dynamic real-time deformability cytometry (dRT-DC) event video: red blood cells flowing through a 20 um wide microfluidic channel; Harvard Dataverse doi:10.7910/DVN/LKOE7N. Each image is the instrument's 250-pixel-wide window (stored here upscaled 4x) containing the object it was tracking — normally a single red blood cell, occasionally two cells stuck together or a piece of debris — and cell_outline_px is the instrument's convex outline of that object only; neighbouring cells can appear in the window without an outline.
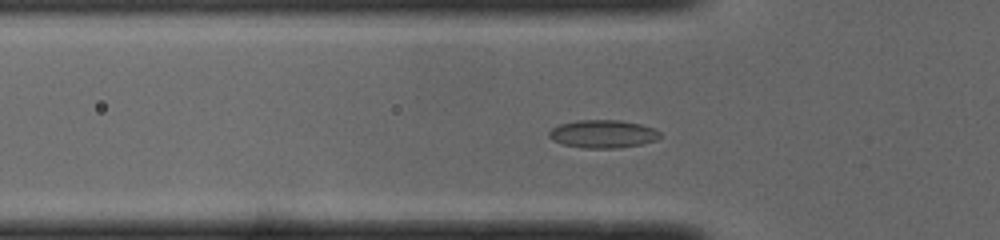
{"species": "common noctule bat (a hibernating species)", "species_latin": "Nyctalus noctula", "temperature_condition": "cold", "stored_images_in_passage": 36, "camera_frame_rate_fps": 3000, "um_per_image_px": 0.085, "animal": {"sex": "male", "body_mass_g": 19.0, "forearm_length_mm": 50.8}, "frame": {"image": 1, "passage_image": 2, "time_ms": 0.333, "image_size_px": [1000, 240], "cell_outline_px": [[660, 136], [656, 140], [640, 144], [620, 148], [584, 148], [564, 144], [552, 140], [548, 136], [548, 132], [552, 128], [560, 124], [576, 120], [620, 120], [640, 124], [652, 128], [660, 132]], "centroid_in_image_um": [51.22, 11.38], "position_along_channel_um": 74.6, "area_um2": 18.03}}
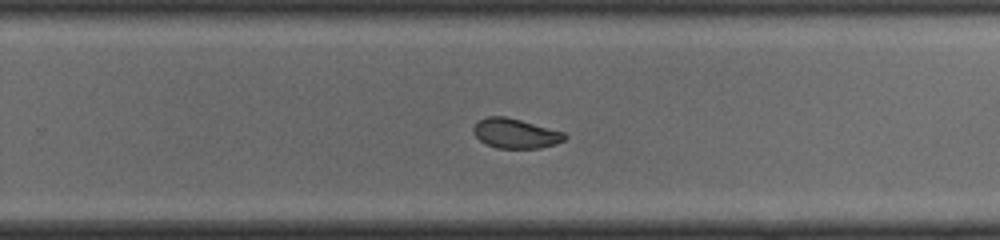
{"frame": {"image": 2, "passage_image": 18, "time_ms": 5.667, "image_size_px": [1000, 240], "cell_outline_px": [[568, 136], [564, 140], [556, 144], [540, 148], [496, 148], [484, 144], [472, 132], [472, 128], [476, 120], [488, 116], [504, 116], [520, 120], [564, 132]], "centroid_in_image_um": [43.77, 11.34], "position_along_channel_um": 286.0, "area_um2": 15.95}}
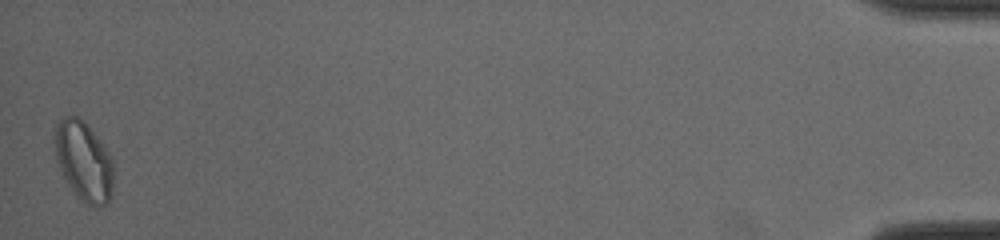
{"frame": {"image": 3, "passage_image": 36, "time_ms": 11.667, "image_size_px": [1000, 240], "cell_outline_px": [[112, 196], [108, 204], [100, 208], [96, 208], [80, 200], [64, 176], [56, 160], [56, 124], [64, 116], [76, 116], [84, 120], [88, 124], [112, 156]], "centroid_in_image_um": [7.16, 13.71], "position_along_channel_um": 428.0, "area_um2": 27.11}, "authors_computed_cell_mechanics": {"area_um2": 17.2822, "velocity_mm_per_s": 3.9715, "shape_relaxation_time_tau1_ms": 5.3359, "shape_relaxation_time_tau2_ms": 1.7764, "deformation_change_tau1": 0.0979, "deformation_change_tau2": 0.059}}